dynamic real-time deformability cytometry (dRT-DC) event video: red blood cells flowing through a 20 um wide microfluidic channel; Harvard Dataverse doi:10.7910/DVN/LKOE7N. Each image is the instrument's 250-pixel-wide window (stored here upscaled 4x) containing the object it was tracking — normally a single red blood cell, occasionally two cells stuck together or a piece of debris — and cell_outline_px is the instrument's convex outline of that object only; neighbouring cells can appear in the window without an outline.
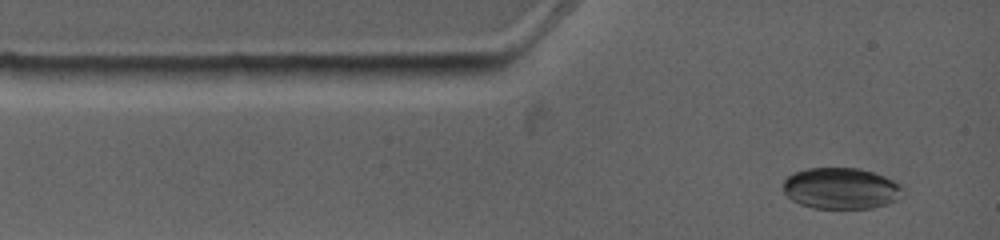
{"species": "common noctule bat (a hibernating species)", "species_latin": "Nyctalus noctula", "temperature_condition": "warm", "stored_images_in_passage": 3, "camera_frame_rate_fps": 4500, "um_per_image_px": 0.085, "animal": {"sex": "female", "body_mass_g": 19.0, "forearm_length_mm": 53.3}, "frame": {"image": 1, "passage_image": 1, "time_ms": 0.0, "image_size_px": [1000, 240], "cell_outline_px": [[904, 196], [888, 204], [872, 208], [812, 208], [800, 204], [792, 200], [784, 192], [784, 180], [792, 172], [808, 168], [860, 168], [884, 176], [900, 184], [904, 188]], "centroid_in_image_um": [71.51, 16.01], "position_along_channel_um": 13.5, "area_um2": 29.02}}
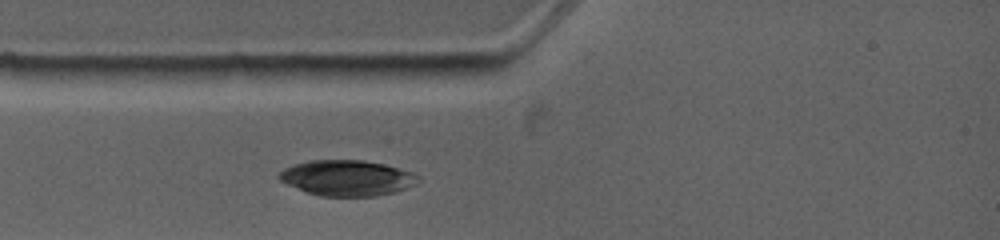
{"frame": {"image": 2, "passage_image": 3, "time_ms": 1.778, "image_size_px": [1000, 240], "cell_outline_px": [[420, 180], [416, 184], [396, 192], [376, 196], [320, 196], [308, 192], [288, 184], [280, 180], [276, 176], [284, 168], [292, 164], [308, 160], [364, 160], [384, 164], [412, 172], [420, 176]], "centroid_in_image_um": [29.51, 15.12], "position_along_channel_um": 55.5, "area_um2": 28.96}}